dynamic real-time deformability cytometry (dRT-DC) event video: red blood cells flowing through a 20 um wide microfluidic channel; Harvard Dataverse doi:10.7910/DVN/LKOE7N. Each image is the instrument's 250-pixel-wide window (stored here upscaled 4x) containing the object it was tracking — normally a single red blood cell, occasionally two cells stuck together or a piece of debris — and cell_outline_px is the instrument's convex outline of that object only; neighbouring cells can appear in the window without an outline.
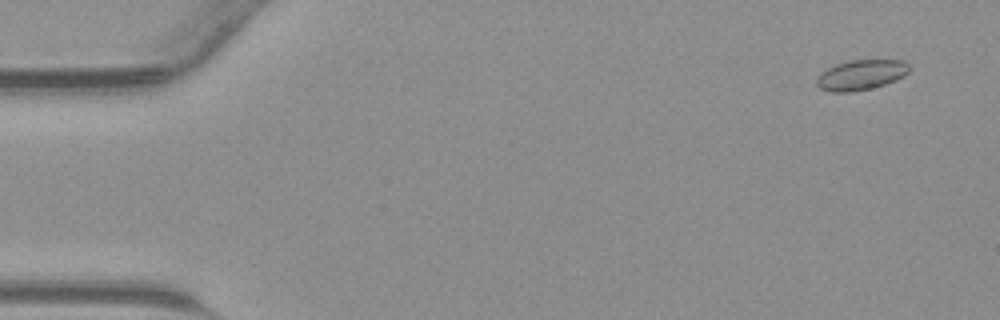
{"species": "common noctule bat (a hibernating species)", "species_latin": "Nyctalus noctula", "temperature_condition": "warm", "stored_images_in_passage": 46, "segment_of_instrument_passage": [1, 2], "camera_frame_rate_fps": 3000, "um_per_image_px": 0.085, "animal": {"sex": "male", "body_mass_g": 23.1, "forearm_length_mm": 52.7}, "frame": {"image": 1, "passage_image": 3, "time_ms": 0.667, "image_size_px": [1000, 320], "cell_outline_px": [[908, 72], [904, 76], [896, 80], [872, 88], [852, 92], [832, 92], [820, 88], [816, 84], [816, 80], [820, 72], [836, 64], [852, 60], [904, 60], [908, 64]], "centroid_in_image_um": [73.17, 6.37], "position_along_channel_um": 11.8, "area_um2": 16.24}}
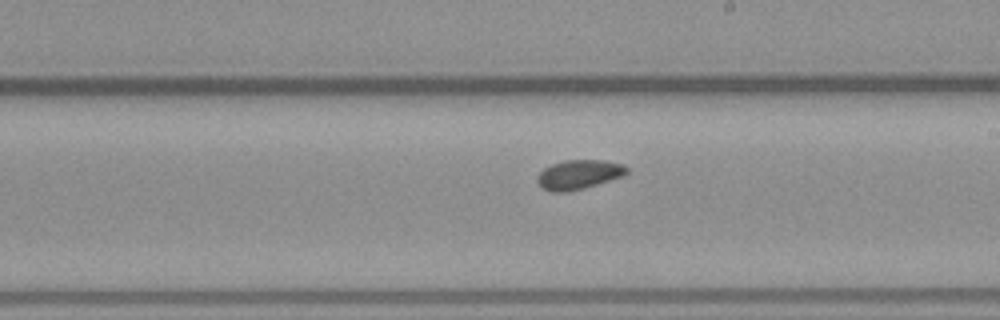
{"frame": {"image": 2, "passage_image": 26, "time_ms": 8.333, "image_size_px": [1000, 320], "cell_outline_px": [[628, 172], [624, 176], [584, 188], [568, 192], [552, 192], [544, 188], [536, 180], [536, 176], [544, 168], [552, 164], [564, 160], [600, 160], [624, 164], [628, 168]], "centroid_in_image_um": [49.21, 14.83], "position_along_channel_um": 239.8, "area_um2": 15.32}}
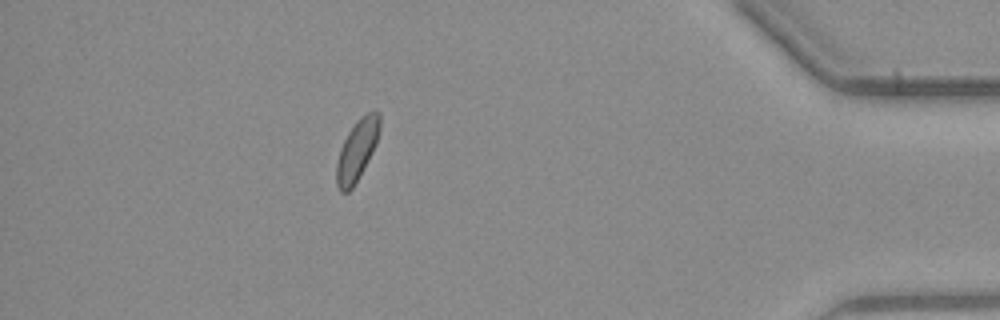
{"frame": {"image": 3, "passage_image": 40, "time_ms": 13.0, "image_size_px": [1000, 320], "cell_outline_px": [[380, 132], [376, 144], [372, 152], [352, 188], [348, 192], [340, 192], [336, 184], [336, 164], [340, 148], [348, 132], [356, 120], [360, 116], [376, 108], [380, 112]], "centroid_in_image_um": [30.35, 12.7], "position_along_channel_um": 404.8, "area_um2": 15.43}}